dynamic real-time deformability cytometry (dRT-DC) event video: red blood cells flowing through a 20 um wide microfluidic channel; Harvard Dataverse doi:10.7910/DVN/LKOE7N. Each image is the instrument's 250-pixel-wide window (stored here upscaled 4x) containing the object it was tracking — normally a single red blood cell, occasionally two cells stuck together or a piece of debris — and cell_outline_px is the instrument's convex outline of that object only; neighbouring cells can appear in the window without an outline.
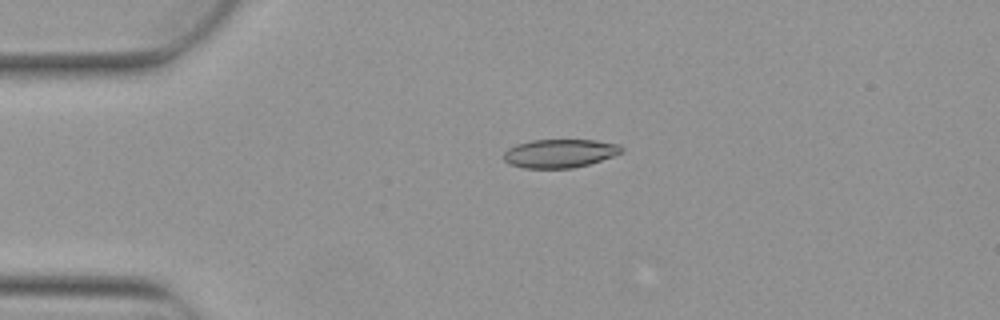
{"species": "Egyptian fruit bat (a non-hibernating species)", "species_latin": "Rousettus aegyptiacus", "temperature_condition": "warm", "stored_images_in_passage": 3, "camera_frame_rate_fps": 3000, "um_per_image_px": 0.085, "animal": {"sex": "female"}, "frame": {"image": 1, "passage_image": 2, "time_ms": 0.333, "image_size_px": [1000, 320], "cell_outline_px": [[624, 152], [588, 164], [572, 168], [524, 168], [508, 164], [504, 160], [504, 152], [508, 148], [516, 144], [532, 140], [596, 140], [620, 144], [624, 148]], "centroid_in_image_um": [47.58, 13.03], "position_along_channel_um": 37.4, "area_um2": 19.65}}